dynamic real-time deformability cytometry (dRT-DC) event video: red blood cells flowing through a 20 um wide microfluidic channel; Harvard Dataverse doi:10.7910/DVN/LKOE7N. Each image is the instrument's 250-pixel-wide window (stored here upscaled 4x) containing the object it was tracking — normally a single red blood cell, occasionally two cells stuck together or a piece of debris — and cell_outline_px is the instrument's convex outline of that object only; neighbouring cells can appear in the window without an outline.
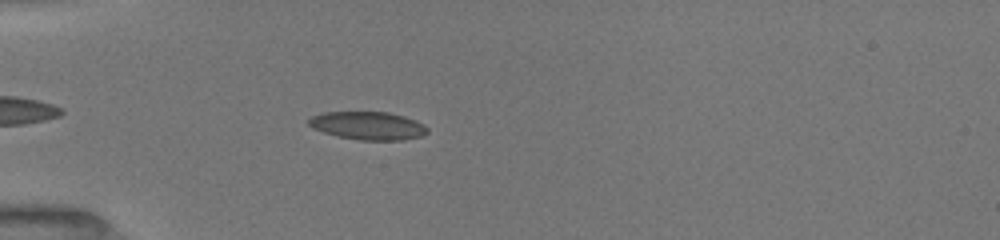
{"species": "common noctule bat (a hibernating species)", "species_latin": "Nyctalus noctula", "temperature_condition": "room temperature", "stored_images_in_passage": 38, "camera_frame_rate_fps": 3000, "um_per_image_px": 0.085, "animal": {"sex": "female", "body_mass_g": 19.5, "forearm_length_mm": 54.1}, "frame": {"image": 1, "passage_image": 5, "time_ms": 1.667, "image_size_px": [1000, 240], "cell_outline_px": [[428, 132], [420, 136], [404, 140], [360, 140], [336, 136], [312, 128], [308, 124], [308, 120], [312, 116], [324, 112], [388, 112], [404, 116], [416, 120], [424, 124], [428, 128]], "centroid_in_image_um": [31.29, 10.68], "position_along_channel_um": 53.7, "area_um2": 19.48}}
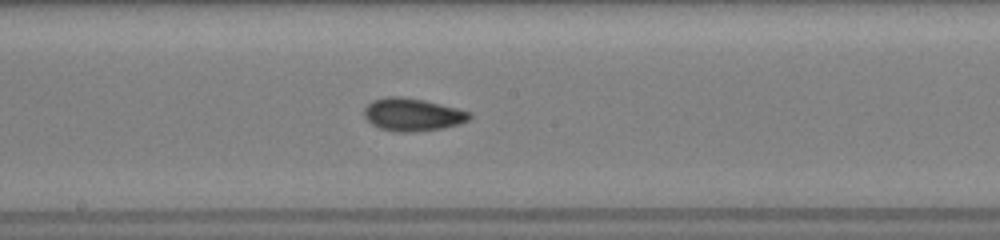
{"frame": {"image": 2, "passage_image": 17, "time_ms": 6.0, "image_size_px": [1000, 240], "cell_outline_px": [[472, 116], [468, 120], [460, 124], [444, 128], [412, 132], [396, 132], [380, 128], [372, 124], [364, 116], [364, 108], [372, 100], [384, 96], [404, 96], [424, 100], [472, 112]], "centroid_in_image_um": [35.06, 9.73], "position_along_channel_um": 213.1, "area_um2": 20.29}}
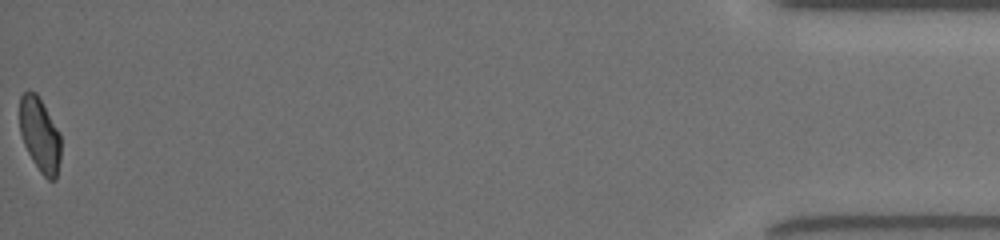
{"frame": {"image": 3, "passage_image": 38, "time_ms": 13.667, "image_size_px": [1000, 240], "cell_outline_px": [[60, 160], [56, 180], [48, 180], [40, 172], [32, 160], [24, 144], [20, 132], [20, 96], [28, 88], [36, 92], [60, 132]], "centroid_in_image_um": [3.39, 11.44], "position_along_channel_um": 431.8, "area_um2": 17.92}, "authors_computed_cell_mechanics": {"area_um2": 19.1029, "velocity_mm_per_s": 4.0137, "shape_relaxation_time_tau1_ms": 8.4519, "shape_relaxation_time_tau2_ms": 2.2573, "deformation_change_tau1": 0.1965, "deformation_change_tau2": 0.0591}}